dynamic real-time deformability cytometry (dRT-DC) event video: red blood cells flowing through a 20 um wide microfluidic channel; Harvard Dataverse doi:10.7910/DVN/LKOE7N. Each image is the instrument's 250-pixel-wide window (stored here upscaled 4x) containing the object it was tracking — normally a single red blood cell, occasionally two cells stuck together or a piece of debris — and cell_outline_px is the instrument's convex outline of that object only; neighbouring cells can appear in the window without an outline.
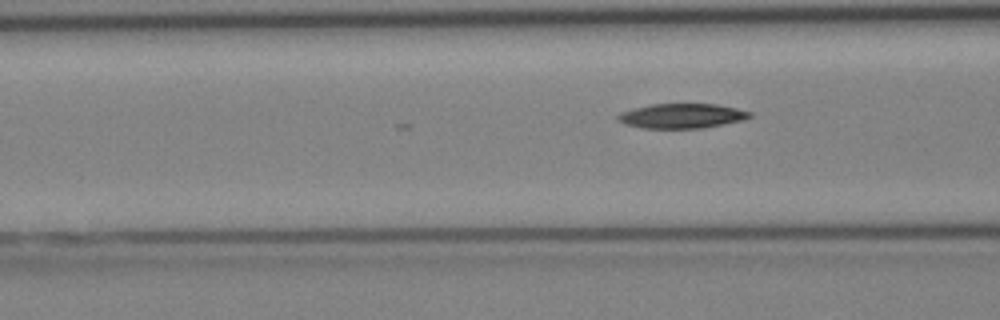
{"species": "Egyptian fruit bat (a non-hibernating species)", "species_latin": "Rousettus aegyptiacus", "temperature_condition": "cold", "stored_images_in_passage": 5, "camera_frame_rate_fps": 3000, "um_per_image_px": 0.085, "animal": {"sex": "female"}, "frame": {"image": 1, "passage_image": 5, "time_ms": 4.667, "image_size_px": [1000, 320], "cell_outline_px": [[752, 116], [740, 120], [724, 124], [704, 128], [640, 128], [624, 124], [616, 120], [616, 116], [620, 112], [632, 108], [652, 104], [716, 104], [736, 108], [752, 112]], "centroid_in_image_um": [57.89, 9.85], "position_along_channel_um": 108.7, "area_um2": 19.07}}